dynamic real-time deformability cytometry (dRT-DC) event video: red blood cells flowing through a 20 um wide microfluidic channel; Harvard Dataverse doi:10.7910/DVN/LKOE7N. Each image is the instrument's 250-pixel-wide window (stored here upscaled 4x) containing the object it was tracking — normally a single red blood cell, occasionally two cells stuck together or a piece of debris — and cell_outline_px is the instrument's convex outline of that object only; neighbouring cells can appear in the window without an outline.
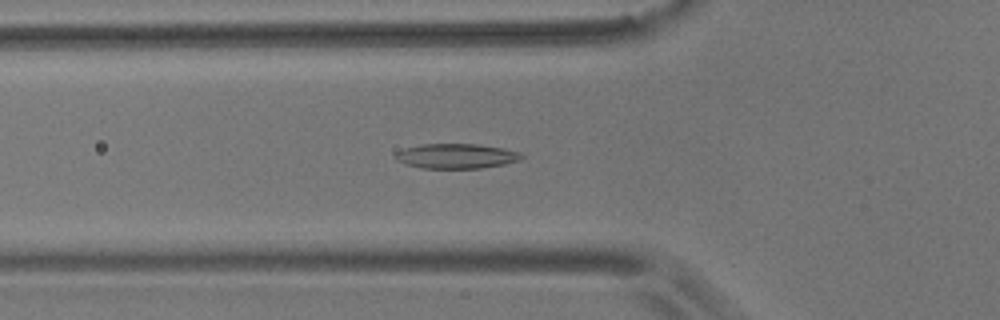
{"species": "common noctule bat (a hibernating species)", "species_latin": "Nyctalus noctula", "temperature_condition": "room temperature", "stored_images_in_passage": 16, "camera_frame_rate_fps": 3000, "um_per_image_px": 0.085, "animal": {"sex": "male", "body_mass_g": 17.9}, "frame": {"image": 1, "passage_image": 9, "time_ms": 2.667, "image_size_px": [1000, 320], "cell_outline_px": [[524, 156], [520, 160], [504, 164], [480, 168], [420, 168], [396, 160], [392, 156], [396, 152], [404, 148], [420, 144], [476, 144], [504, 148], [520, 152]], "centroid_in_image_um": [38.77, 13.26], "position_along_channel_um": 87.0, "area_um2": 18.32}}
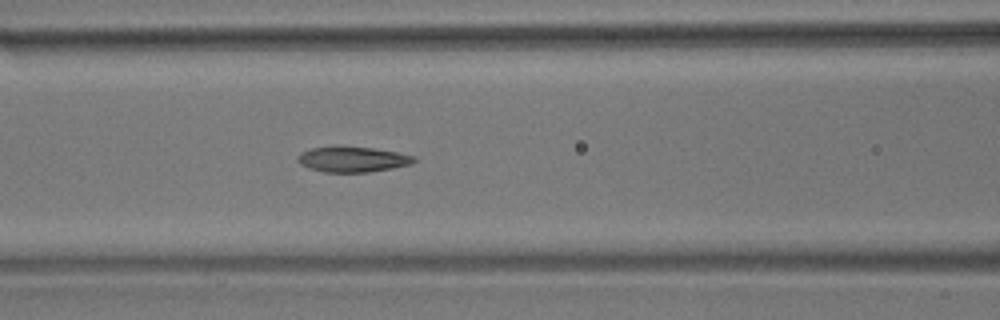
{"frame": {"image": 2, "passage_image": 13, "time_ms": 4.0, "image_size_px": [1000, 320], "cell_outline_px": [[416, 160], [412, 164], [392, 168], [368, 172], [324, 172], [308, 168], [300, 164], [296, 160], [296, 156], [300, 152], [312, 148], [372, 148], [396, 152], [416, 156]], "centroid_in_image_um": [29.96, 13.57], "position_along_channel_um": 136.6, "area_um2": 16.88}}